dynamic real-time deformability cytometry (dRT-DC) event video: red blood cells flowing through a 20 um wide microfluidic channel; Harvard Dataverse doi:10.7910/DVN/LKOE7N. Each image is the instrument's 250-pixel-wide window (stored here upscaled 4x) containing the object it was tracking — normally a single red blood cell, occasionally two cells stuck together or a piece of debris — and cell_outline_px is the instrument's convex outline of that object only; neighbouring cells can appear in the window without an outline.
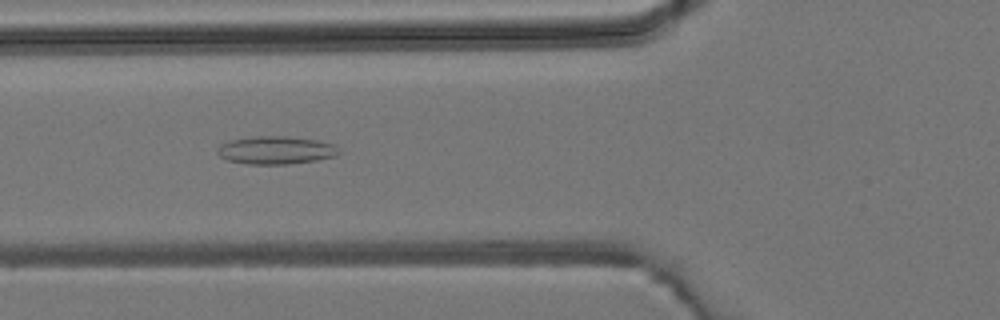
{"species": "common noctule bat (a hibernating species)", "species_latin": "Nyctalus noctula", "temperature_condition": "room temperature", "stored_images_in_passage": 6, "camera_frame_rate_fps": 3000, "um_per_image_px": 0.085, "animal": {"sex": "male", "body_mass_g": 19.2, "forearm_length_mm": 51.8}, "frame": {"image": 1, "passage_image": 5, "time_ms": 4.333, "image_size_px": [1000, 320], "cell_outline_px": [[340, 152], [336, 156], [316, 160], [288, 164], [248, 164], [228, 160], [220, 156], [216, 152], [216, 148], [220, 144], [232, 140], [252, 136], [288, 136], [316, 140], [336, 144]], "centroid_in_image_um": [23.45, 12.76], "position_along_channel_um": 102.3, "area_um2": 19.88}}
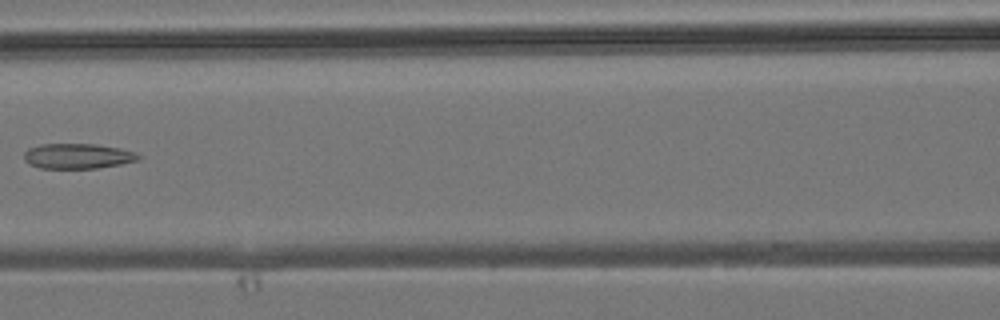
{"frame": {"image": 2, "passage_image": 6, "time_ms": 5.667, "image_size_px": [1000, 320], "cell_outline_px": [[144, 156], [140, 160], [120, 164], [96, 168], [40, 168], [28, 164], [24, 160], [24, 152], [28, 148], [40, 144], [96, 144], [120, 148], [136, 152]], "centroid_in_image_um": [6.63, 13.26], "position_along_channel_um": 160.0, "area_um2": 16.99}}